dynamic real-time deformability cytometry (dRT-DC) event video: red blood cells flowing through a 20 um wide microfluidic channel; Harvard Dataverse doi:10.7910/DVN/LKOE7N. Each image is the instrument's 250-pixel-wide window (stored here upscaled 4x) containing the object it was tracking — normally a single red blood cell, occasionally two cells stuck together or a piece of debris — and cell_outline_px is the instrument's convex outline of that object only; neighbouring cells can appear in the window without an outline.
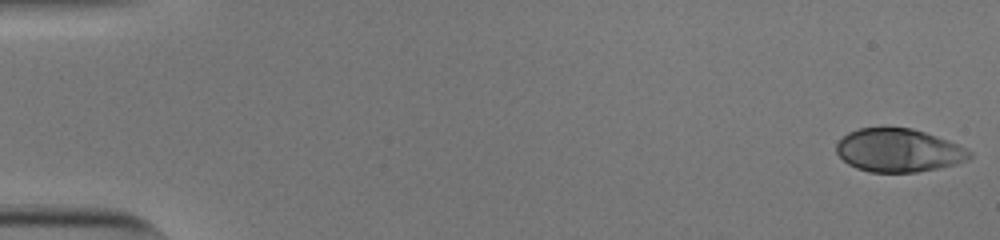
{"species": "human", "species_latin": "Homo sapiens", "temperature_condition": "cold", "stored_images_in_passage": 54, "camera_frame_rate_fps": 3000, "um_per_image_px": 0.085, "donor": {"sex": "male"}, "frame": {"image": 1, "passage_image": 1, "time_ms": 0.0, "image_size_px": [1000, 240], "cell_outline_px": [[972, 156], [968, 160], [956, 164], [916, 172], [872, 172], [856, 168], [848, 164], [836, 152], [836, 144], [848, 132], [860, 128], [912, 128], [936, 136], [956, 144], [972, 152]], "centroid_in_image_um": [76.37, 12.79], "position_along_channel_um": 8.6, "area_um2": 33.23}}
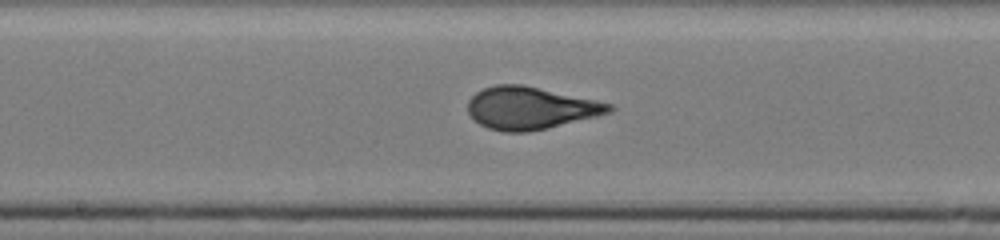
{"frame": {"image": 2, "passage_image": 29, "time_ms": 9.333, "image_size_px": [1000, 240], "cell_outline_px": [[616, 108], [612, 112], [548, 128], [528, 132], [504, 132], [488, 128], [480, 124], [468, 112], [468, 100], [476, 92], [484, 88], [496, 84], [520, 84], [616, 104]], "centroid_in_image_um": [45.11, 9.18], "position_along_channel_um": 203.1, "area_um2": 34.91}}
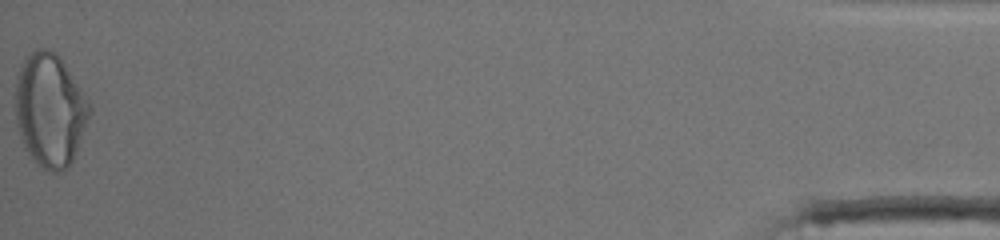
{"frame": {"image": 3, "passage_image": 54, "time_ms": 17.667, "image_size_px": [1000, 240], "cell_outline_px": [[92, 112], [76, 152], [68, 168], [56, 172], [48, 172], [36, 164], [24, 148], [16, 124], [16, 76], [24, 60], [36, 48], [48, 48], [56, 52], [60, 56], [92, 104]], "centroid_in_image_um": [4.27, 9.36], "position_along_channel_um": 430.9, "area_um2": 49.42}, "authors_computed_cell_mechanics": {"area_um2": 34.3043, "velocity_mm_per_s": 3.8308, "shape_relaxation_time_tau1_ms": 4.358, "shape_relaxation_time_tau2_ms": null, "deformation_change_tau1": 0.2058, "deformation_change_tau2": null}}